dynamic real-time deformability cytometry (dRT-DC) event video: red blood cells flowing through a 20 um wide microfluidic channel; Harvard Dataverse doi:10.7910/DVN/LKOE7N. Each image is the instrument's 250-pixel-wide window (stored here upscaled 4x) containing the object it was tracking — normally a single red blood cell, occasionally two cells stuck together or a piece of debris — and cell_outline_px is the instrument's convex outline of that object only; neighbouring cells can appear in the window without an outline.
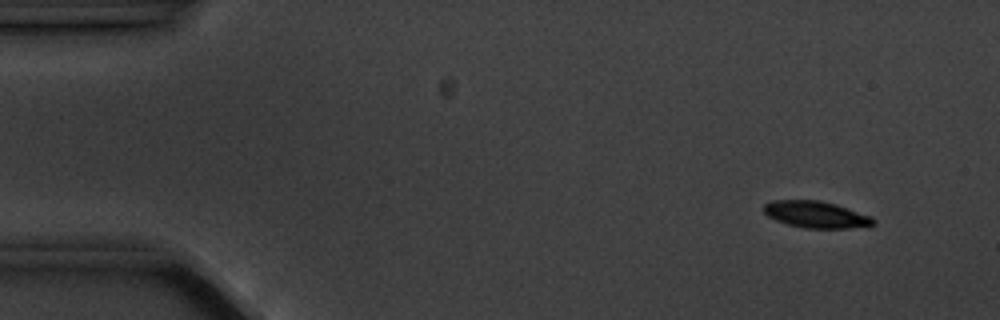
{"species": "common noctule bat (a hibernating species)", "species_latin": "Nyctalus noctula", "temperature_condition": "cold", "stored_images_in_passage": 5, "camera_frame_rate_fps": 3000, "um_per_image_px": 0.085, "animal": {"sex": "male", "body_mass_g": 20.1, "forearm_length_mm": 53.5}, "frame": {"image": 1, "passage_image": 2, "time_ms": 1.0, "image_size_px": [1000, 320], "cell_outline_px": [[876, 224], [868, 228], [804, 228], [788, 224], [776, 220], [768, 216], [764, 212], [764, 204], [772, 200], [820, 200], [836, 204], [872, 216], [876, 220]], "centroid_in_image_um": [69.44, 18.24], "position_along_channel_um": 15.6, "area_um2": 17.34}}